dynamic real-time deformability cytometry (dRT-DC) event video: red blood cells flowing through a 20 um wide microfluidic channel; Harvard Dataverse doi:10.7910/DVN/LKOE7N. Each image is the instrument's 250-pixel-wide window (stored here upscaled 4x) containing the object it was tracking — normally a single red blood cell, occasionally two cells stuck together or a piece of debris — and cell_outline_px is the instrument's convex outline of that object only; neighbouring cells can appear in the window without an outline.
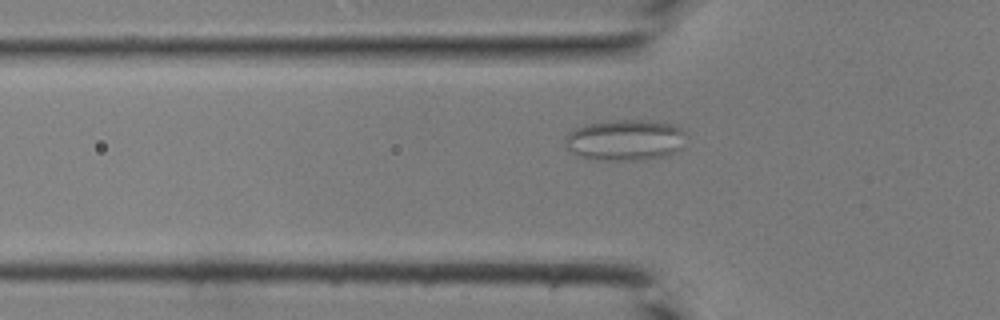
{"species": "common noctule bat (a hibernating species)", "species_latin": "Nyctalus noctula", "temperature_condition": "room temperature", "stored_images_in_passage": 34, "camera_frame_rate_fps": 3000, "um_per_image_px": 0.085, "animal": {"sex": "male", "body_mass_g": 19.0, "forearm_length_mm": 50.8}, "frame": {"image": 1, "passage_image": 5, "time_ms": 1.333, "image_size_px": [1000, 320], "cell_outline_px": [[684, 148], [668, 156], [644, 160], [592, 160], [580, 156], [572, 152], [564, 144], [564, 140], [568, 132], [572, 128], [584, 124], [616, 120], [648, 120], [672, 124], [680, 128], [684, 132]], "centroid_in_image_um": [53.13, 11.91], "position_along_channel_um": 72.7, "area_um2": 29.48}}
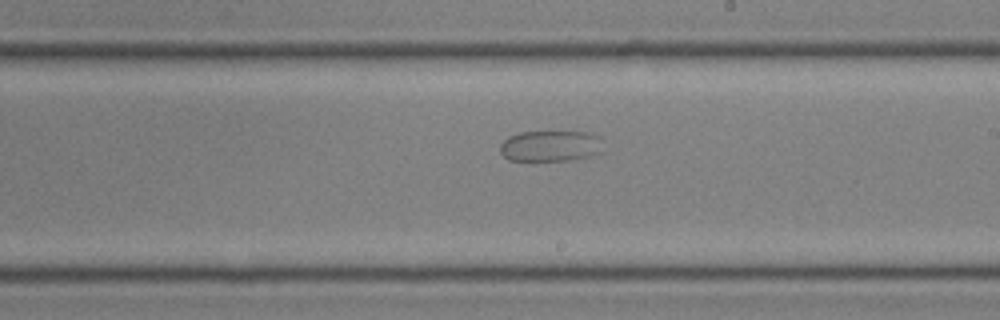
{"frame": {"image": 2, "passage_image": 16, "time_ms": 5.0, "image_size_px": [1000, 320], "cell_outline_px": [[600, 152], [588, 156], [568, 160], [508, 160], [500, 152], [500, 144], [508, 136], [520, 132], [588, 132], [600, 136]], "centroid_in_image_um": [46.74, 12.4], "position_along_channel_um": 242.3, "area_um2": 18.38}}
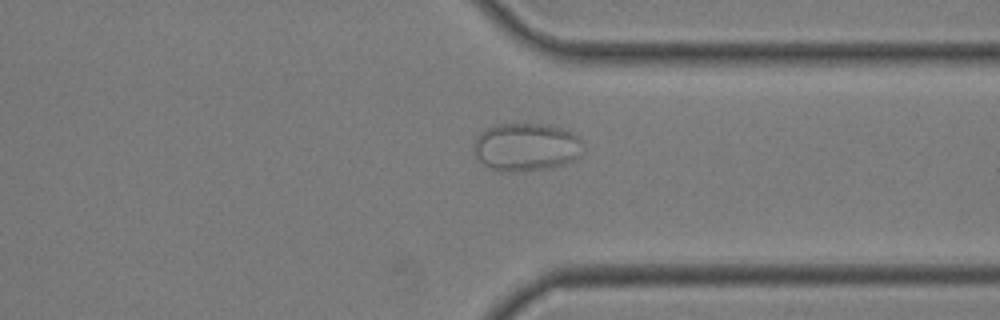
{"frame": {"image": 3, "passage_image": 24, "time_ms": 7.667, "image_size_px": [1000, 320], "cell_outline_px": [[584, 152], [576, 160], [552, 168], [520, 172], [508, 172], [488, 168], [476, 156], [472, 148], [472, 144], [476, 136], [484, 128], [500, 124], [548, 124], [572, 132], [584, 144]], "centroid_in_image_um": [44.73, 12.51], "position_along_channel_um": 366.7, "area_um2": 31.27}}